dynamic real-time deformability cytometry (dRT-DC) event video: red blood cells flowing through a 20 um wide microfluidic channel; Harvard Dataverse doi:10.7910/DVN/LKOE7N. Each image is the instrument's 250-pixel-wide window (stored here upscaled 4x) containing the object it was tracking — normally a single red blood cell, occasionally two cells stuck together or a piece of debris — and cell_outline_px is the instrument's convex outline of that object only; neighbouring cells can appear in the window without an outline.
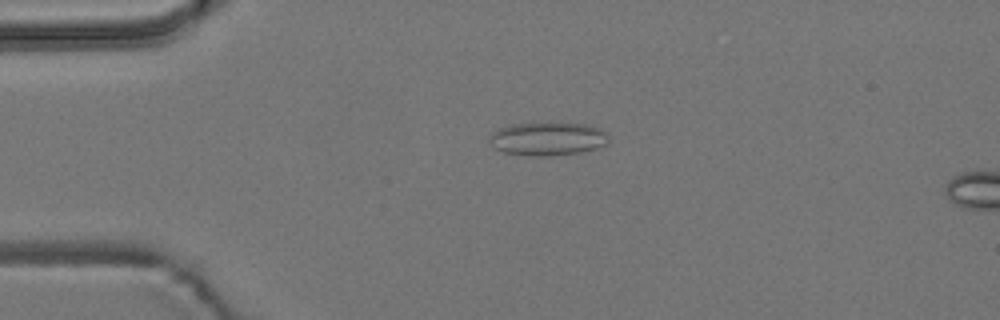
{"species": "common noctule bat (a hibernating species)", "species_latin": "Nyctalus noctula", "temperature_condition": "room temperature", "stored_images_in_passage": 5, "camera_frame_rate_fps": 3000, "um_per_image_px": 0.085, "animal": {"sex": "male", "body_mass_g": 19.2, "forearm_length_mm": 51.8}, "frame": {"image": 1, "passage_image": 4, "time_ms": 3.667, "image_size_px": [1000, 320], "cell_outline_px": [[608, 144], [596, 148], [580, 152], [548, 156], [532, 156], [504, 152], [496, 148], [488, 140], [488, 136], [492, 132], [500, 128], [512, 124], [584, 124], [600, 128], [608, 132]], "centroid_in_image_um": [46.57, 11.81], "position_along_channel_um": 38.4, "area_um2": 22.89}}